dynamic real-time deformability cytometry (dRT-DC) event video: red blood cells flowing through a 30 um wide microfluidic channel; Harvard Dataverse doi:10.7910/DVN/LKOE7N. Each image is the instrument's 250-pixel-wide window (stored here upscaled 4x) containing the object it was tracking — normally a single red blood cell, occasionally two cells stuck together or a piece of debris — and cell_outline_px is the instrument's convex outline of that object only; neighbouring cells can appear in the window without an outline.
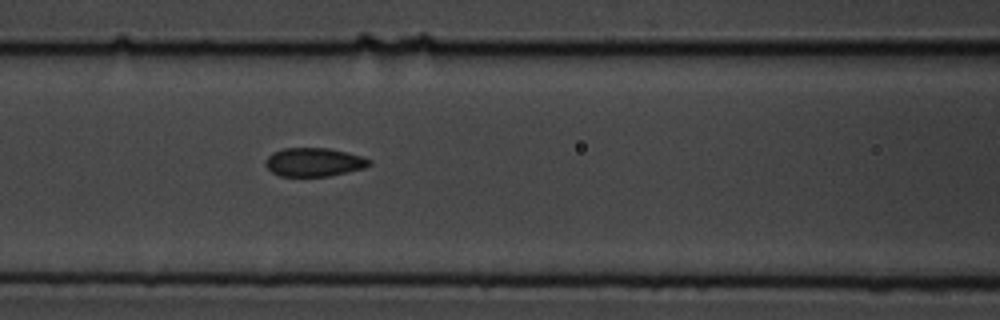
{"species": "common noctule bat (a hibernating species)", "species_latin": "Nyctalus noctula", "temperature_condition": "cold", "stored_images_in_passage": 5, "segment_of_instrument_passage": [1, 2], "camera_frame_rate_fps": 3000, "um_per_image_px": 0.085, "animal": {"sex": "male", "body_mass_g": 19.5, "forearm_length_mm": 54.6}, "frame": {"image": 1, "passage_image": 4, "time_ms": 3.333, "image_size_px": [1000, 320], "cell_outline_px": [[372, 164], [364, 168], [348, 172], [328, 176], [280, 176], [272, 172], [264, 164], [268, 156], [272, 152], [284, 148], [328, 148], [360, 156], [372, 160]], "centroid_in_image_um": [26.68, 13.78], "position_along_channel_um": 139.9, "area_um2": 17.22}}